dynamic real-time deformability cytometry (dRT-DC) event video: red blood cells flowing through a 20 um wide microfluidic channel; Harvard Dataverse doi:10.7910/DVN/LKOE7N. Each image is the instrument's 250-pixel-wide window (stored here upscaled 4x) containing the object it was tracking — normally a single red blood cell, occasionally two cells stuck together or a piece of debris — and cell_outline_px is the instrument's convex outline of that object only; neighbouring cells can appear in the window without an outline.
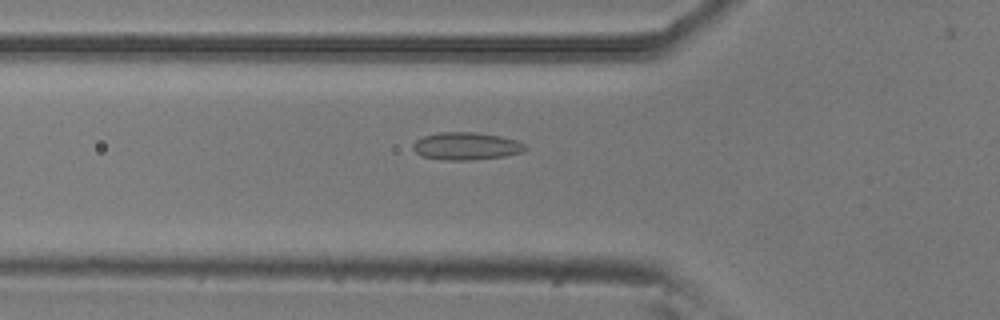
{"species": "common noctule bat (a hibernating species)", "species_latin": "Nyctalus noctula", "temperature_condition": "room temperature", "stored_images_in_passage": 40, "camera_frame_rate_fps": 3000, "um_per_image_px": 0.085, "animal": {"sex": "male", "body_mass_g": 20.5, "forearm_length_mm": 52.5}, "frame": {"image": 1, "passage_image": 11, "time_ms": 3.333, "image_size_px": [1000, 320], "cell_outline_px": [[528, 148], [520, 152], [504, 156], [472, 160], [444, 160], [420, 156], [412, 148], [412, 144], [416, 140], [424, 136], [440, 132], [476, 132], [500, 136], [516, 140], [524, 144]], "centroid_in_image_um": [39.6, 12.42], "position_along_channel_um": 86.2, "area_um2": 18.03}}
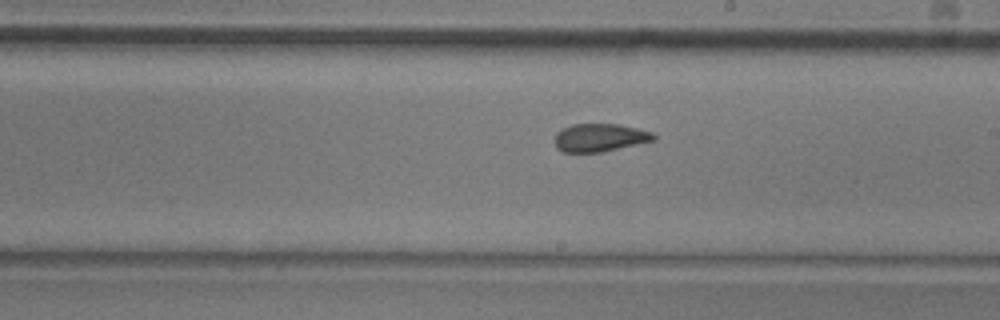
{"frame": {"image": 2, "passage_image": 23, "time_ms": 7.333, "image_size_px": [1000, 320], "cell_outline_px": [[656, 140], [600, 152], [564, 152], [556, 148], [556, 132], [572, 124], [620, 124], [652, 132], [656, 136]], "centroid_in_image_um": [51.0, 11.69], "position_along_channel_um": 238.0, "area_um2": 16.01}}
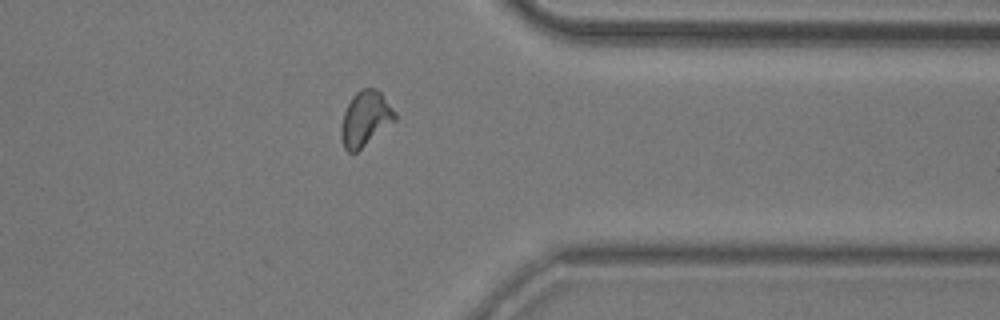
{"frame": {"image": 3, "passage_image": 35, "time_ms": 11.333, "image_size_px": [1000, 320], "cell_outline_px": [[396, 120], [356, 152], [348, 152], [344, 148], [340, 132], [344, 112], [352, 96], [360, 88], [376, 88], [380, 92], [396, 112]], "centroid_in_image_um": [31.05, 10.07], "position_along_channel_um": 380.3, "area_um2": 17.05}}